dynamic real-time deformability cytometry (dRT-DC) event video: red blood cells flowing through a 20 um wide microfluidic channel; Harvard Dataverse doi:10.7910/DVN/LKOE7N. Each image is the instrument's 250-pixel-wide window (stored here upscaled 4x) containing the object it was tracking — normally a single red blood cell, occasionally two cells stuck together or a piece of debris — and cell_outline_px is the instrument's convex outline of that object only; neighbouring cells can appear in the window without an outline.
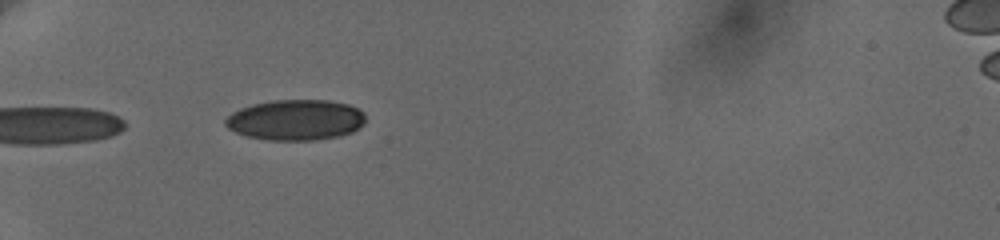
{"species": "human", "species_latin": "Homo sapiens", "temperature_condition": "cold", "stored_images_in_passage": 3, "camera_frame_rate_fps": 3000, "um_per_image_px": 0.085, "donor": {"sex": "female"}, "frame": {"image": 1, "passage_image": 1, "time_ms": 0.0, "image_size_px": [1000, 240], "cell_outline_px": [[364, 124], [360, 128], [352, 132], [340, 136], [312, 140], [268, 140], [248, 136], [236, 132], [228, 128], [224, 124], [224, 120], [232, 112], [240, 108], [252, 104], [272, 100], [328, 100], [348, 104], [360, 108], [364, 112]], "centroid_in_image_um": [25.15, 10.18], "position_along_channel_um": 59.9, "area_um2": 33.35}}